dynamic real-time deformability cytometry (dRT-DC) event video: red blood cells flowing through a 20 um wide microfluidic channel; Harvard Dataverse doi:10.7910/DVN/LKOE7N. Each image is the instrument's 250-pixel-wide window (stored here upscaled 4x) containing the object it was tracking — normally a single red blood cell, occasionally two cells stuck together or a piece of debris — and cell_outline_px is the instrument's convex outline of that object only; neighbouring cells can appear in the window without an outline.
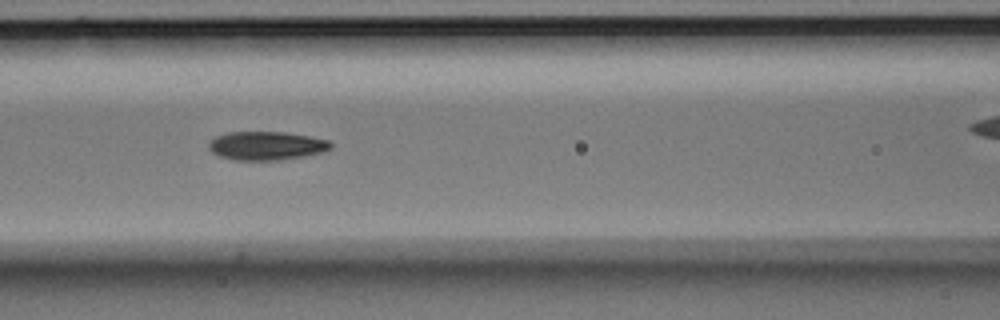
{"species": "Egyptian fruit bat (a non-hibernating species)", "species_latin": "Rousettus aegyptiacus", "temperature_condition": "room temperature", "stored_images_in_passage": 18, "camera_frame_rate_fps": 3000, "um_per_image_px": 0.085, "animal": {"sex": "male"}, "frame": {"image": 1, "passage_image": 13, "time_ms": 4.0, "image_size_px": [1000, 320], "cell_outline_px": [[332, 148], [320, 152], [304, 156], [280, 160], [232, 160], [220, 156], [212, 152], [208, 148], [208, 144], [216, 136], [228, 132], [284, 132], [308, 136], [328, 140], [332, 144]], "centroid_in_image_um": [22.62, 12.39], "position_along_channel_um": 144.0, "area_um2": 20.23}}